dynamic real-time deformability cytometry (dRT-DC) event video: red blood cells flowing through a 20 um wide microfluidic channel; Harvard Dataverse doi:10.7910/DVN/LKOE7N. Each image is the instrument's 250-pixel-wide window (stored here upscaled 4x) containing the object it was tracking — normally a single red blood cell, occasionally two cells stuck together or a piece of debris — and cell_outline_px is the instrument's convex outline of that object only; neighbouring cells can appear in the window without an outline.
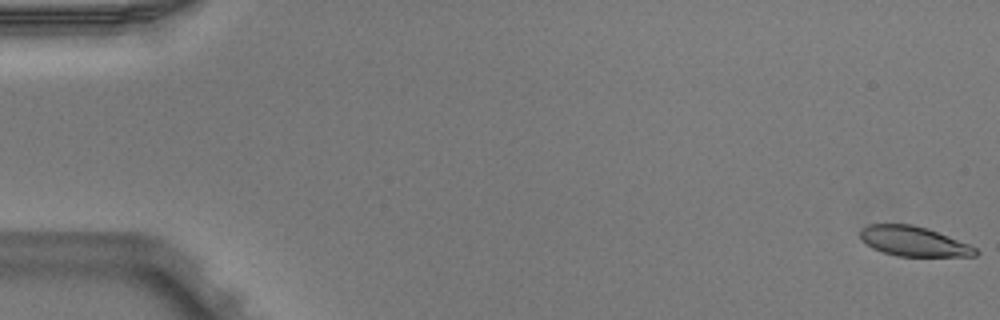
{"species": "Egyptian fruit bat (a non-hibernating species)", "species_latin": "Rousettus aegyptiacus", "temperature_condition": "warm", "stored_images_in_passage": 5, "camera_frame_rate_fps": 3000, "um_per_image_px": 0.085, "animal": {"sex": "male"}, "frame": {"image": 1, "passage_image": 1, "time_ms": 0.0, "image_size_px": [1000, 320], "cell_outline_px": [[980, 252], [976, 256], [896, 256], [872, 248], [860, 236], [860, 228], [868, 224], [912, 224], [928, 228], [968, 244], [976, 248]], "centroid_in_image_um": [77.67, 20.51], "position_along_channel_um": 7.3, "area_um2": 19.94}}